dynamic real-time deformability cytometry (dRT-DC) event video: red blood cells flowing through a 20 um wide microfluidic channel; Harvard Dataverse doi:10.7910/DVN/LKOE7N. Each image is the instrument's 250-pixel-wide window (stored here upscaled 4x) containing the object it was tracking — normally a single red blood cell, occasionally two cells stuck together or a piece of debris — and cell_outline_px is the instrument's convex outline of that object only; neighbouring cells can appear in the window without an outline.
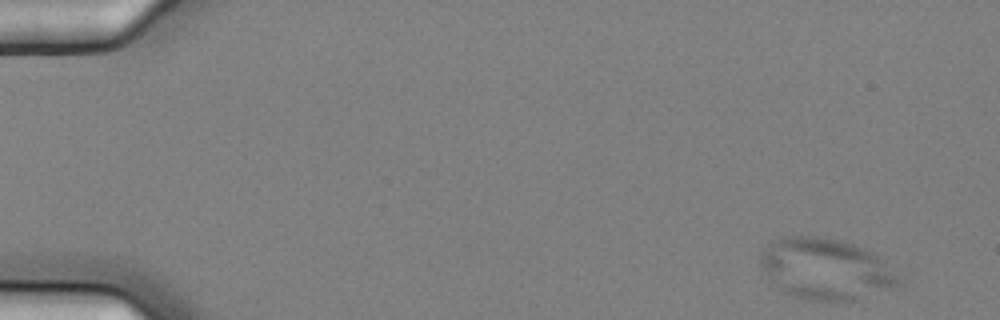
{"species": "common noctule bat (a hibernating species)", "species_latin": "Nyctalus noctula", "temperature_condition": "cold", "stored_images_in_passage": 5, "camera_frame_rate_fps": 3000, "um_per_image_px": 0.085, "animal": {"sex": "female", "body_mass_g": 25.1}, "frame": {"image": 1, "passage_image": 1, "time_ms": 0.0, "image_size_px": [1000, 320], "cell_outline_px": [[900, 284], [848, 304], [808, 300], [792, 296], [784, 292], [760, 272], [760, 252], [772, 240], [780, 236], [824, 236], [840, 240], [864, 248], [872, 252], [884, 260], [900, 280]], "centroid_in_image_um": [70.12, 22.88], "position_along_channel_um": 14.9, "area_um2": 50.29}}
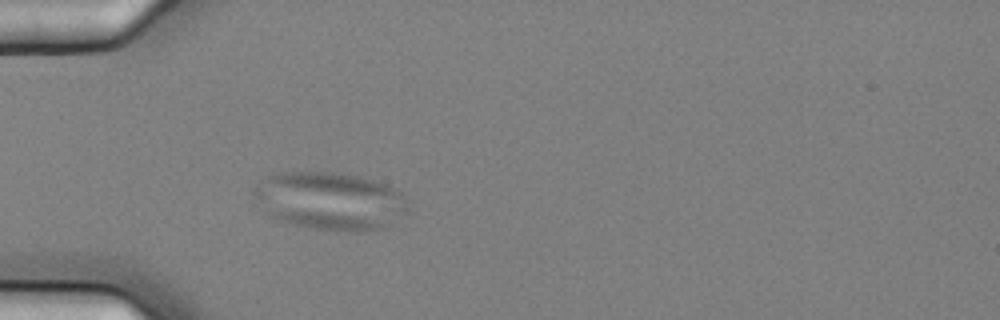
{"frame": {"image": 2, "passage_image": 5, "time_ms": 1.333, "image_size_px": [1000, 320], "cell_outline_px": [[408, 208], [404, 212], [388, 224], [380, 228], [352, 232], [336, 232], [308, 228], [280, 220], [272, 216], [268, 212], [252, 192], [268, 176], [280, 172], [340, 172], [360, 176], [388, 184], [400, 192], [404, 196]], "centroid_in_image_um": [28.09, 17.07], "position_along_channel_um": 56.9, "area_um2": 51.44}}